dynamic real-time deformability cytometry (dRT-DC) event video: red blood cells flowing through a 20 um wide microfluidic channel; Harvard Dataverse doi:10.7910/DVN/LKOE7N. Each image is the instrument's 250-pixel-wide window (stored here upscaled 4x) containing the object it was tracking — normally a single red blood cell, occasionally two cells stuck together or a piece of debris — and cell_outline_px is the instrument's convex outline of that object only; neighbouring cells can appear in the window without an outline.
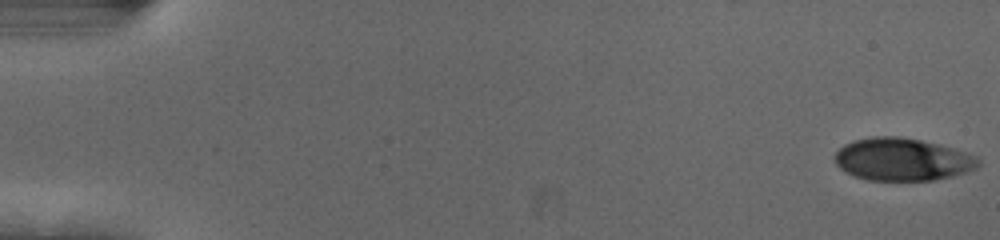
{"species": "human", "species_latin": "Homo sapiens", "temperature_condition": "cold", "stored_images_in_passage": 52, "camera_frame_rate_fps": 3000, "um_per_image_px": 0.085, "donor": {"sex": "female"}, "frame": {"image": 1, "passage_image": 1, "time_ms": 0.0, "image_size_px": [1000, 240], "cell_outline_px": [[980, 164], [976, 168], [952, 176], [932, 180], [868, 180], [856, 176], [840, 168], [836, 164], [832, 156], [844, 144], [852, 140], [872, 136], [900, 136], [920, 140], [952, 148], [976, 156], [980, 160]], "centroid_in_image_um": [76.66, 13.54], "position_along_channel_um": 8.3, "area_um2": 35.49}}
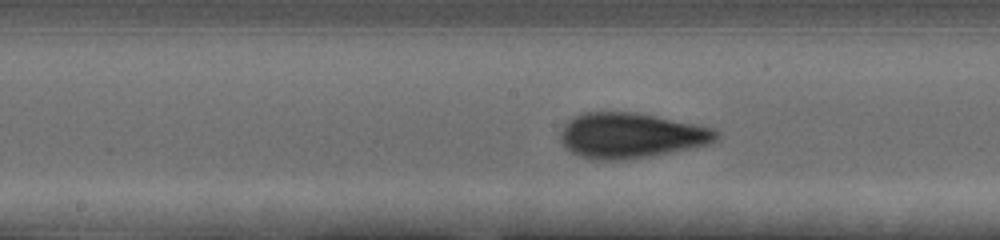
{"frame": {"image": 2, "passage_image": 29, "time_ms": 9.333, "image_size_px": [1000, 240], "cell_outline_px": [[720, 136], [716, 140], [708, 144], [652, 156], [620, 160], [592, 160], [580, 156], [572, 152], [560, 140], [560, 132], [564, 124], [572, 116], [584, 112], [636, 112], [696, 124], [712, 128], [720, 132]], "centroid_in_image_um": [53.61, 11.51], "position_along_channel_um": 194.6, "area_um2": 41.21}}
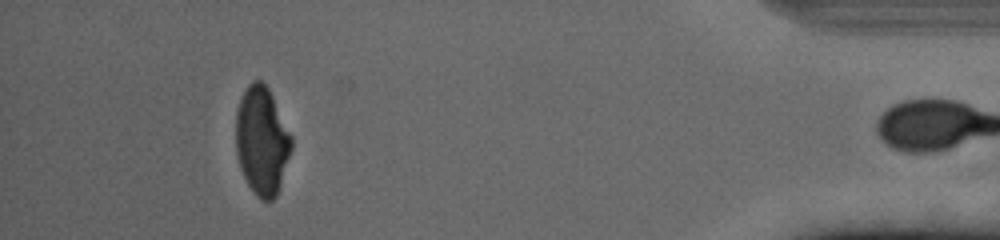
{"frame": {"image": 3, "passage_image": 51, "time_ms": 16.667, "image_size_px": [1000, 240], "cell_outline_px": [[292, 148], [276, 196], [272, 200], [260, 200], [256, 196], [248, 184], [240, 168], [236, 152], [236, 112], [240, 100], [248, 84], [252, 80], [260, 80], [268, 88], [292, 136]], "centroid_in_image_um": [22.25, 11.97], "position_along_channel_um": 412.9, "area_um2": 34.8}, "authors_computed_cell_mechanics": {"area_um2": 38.8127, "velocity_mm_per_s": 3.7143, "shape_relaxation_time_tau1_ms": 3.3724, "shape_relaxation_time_tau2_ms": 1.0073, "deformation_change_tau1": 0.1508, "deformation_change_tau2": 0.0642}}